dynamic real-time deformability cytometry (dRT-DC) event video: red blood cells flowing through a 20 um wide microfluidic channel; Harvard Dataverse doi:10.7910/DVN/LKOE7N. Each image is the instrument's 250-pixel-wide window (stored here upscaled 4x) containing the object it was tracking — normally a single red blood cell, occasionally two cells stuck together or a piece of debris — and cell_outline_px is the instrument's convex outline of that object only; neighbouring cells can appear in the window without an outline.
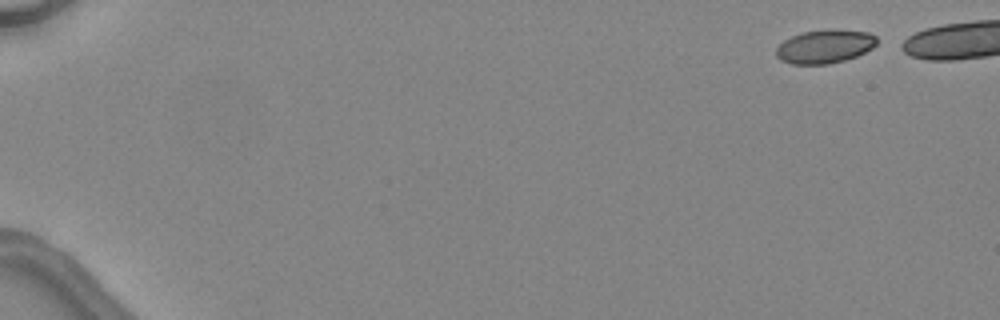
{"species": "common noctule bat (a hibernating species)", "species_latin": "Nyctalus noctula", "temperature_condition": "warm", "stored_images_in_passage": 5, "camera_frame_rate_fps": 3000, "um_per_image_px": 0.085, "animal": {"sex": "female", "body_mass_g": 24.6, "forearm_length_mm": 56.2}, "frame": {"image": 1, "passage_image": 1, "time_ms": 0.0, "image_size_px": [1000, 320], "cell_outline_px": [[876, 44], [872, 48], [856, 56], [844, 60], [828, 64], [792, 64], [780, 60], [776, 56], [776, 48], [784, 40], [800, 32], [832, 28], [868, 32], [876, 36]], "centroid_in_image_um": [70.09, 3.93], "position_along_channel_um": 14.9, "area_um2": 19.83}}